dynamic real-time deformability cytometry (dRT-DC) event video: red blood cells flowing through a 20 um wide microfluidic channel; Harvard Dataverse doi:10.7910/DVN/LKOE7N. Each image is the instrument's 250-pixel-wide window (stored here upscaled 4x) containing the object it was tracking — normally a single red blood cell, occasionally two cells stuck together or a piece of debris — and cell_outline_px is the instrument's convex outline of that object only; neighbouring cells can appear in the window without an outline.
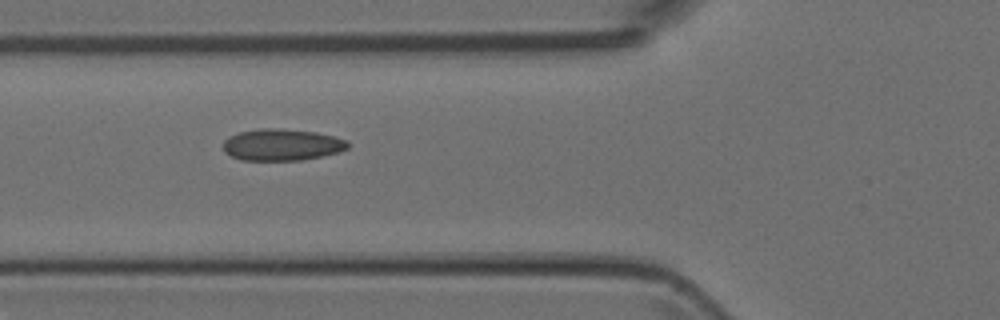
{"species": "Egyptian fruit bat (a non-hibernating species)", "species_latin": "Rousettus aegyptiacus", "temperature_condition": "room temperature", "stored_images_in_passage": 4, "camera_frame_rate_fps": 3000, "um_per_image_px": 0.085, "animal": {"sex": "female"}, "frame": {"image": 1, "passage_image": 2, "time_ms": 2.0, "image_size_px": [1000, 320], "cell_outline_px": [[348, 148], [336, 152], [320, 156], [300, 160], [240, 160], [224, 152], [224, 140], [228, 136], [240, 132], [260, 128], [280, 128], [316, 132], [348, 140]], "centroid_in_image_um": [23.93, 12.29], "position_along_channel_um": 101.9, "area_um2": 22.89}}
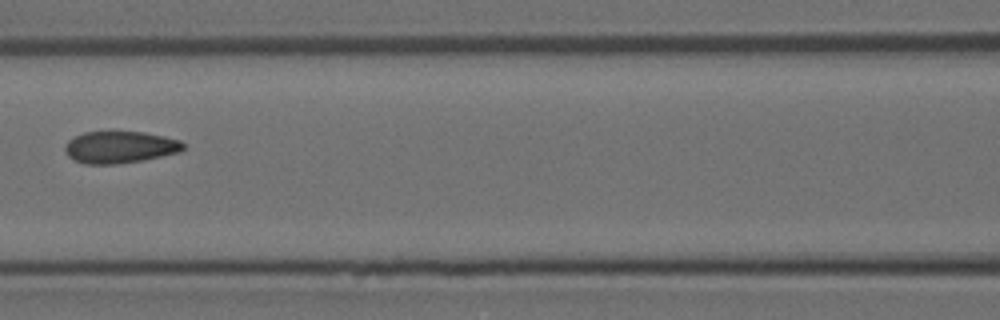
{"frame": {"image": 2, "passage_image": 3, "time_ms": 3.333, "image_size_px": [1000, 320], "cell_outline_px": [[184, 148], [180, 152], [144, 160], [116, 164], [84, 164], [68, 156], [64, 148], [68, 140], [84, 132], [144, 132], [164, 136], [180, 140], [184, 144]], "centroid_in_image_um": [10.21, 12.51], "position_along_channel_um": 156.4, "area_um2": 21.96}}
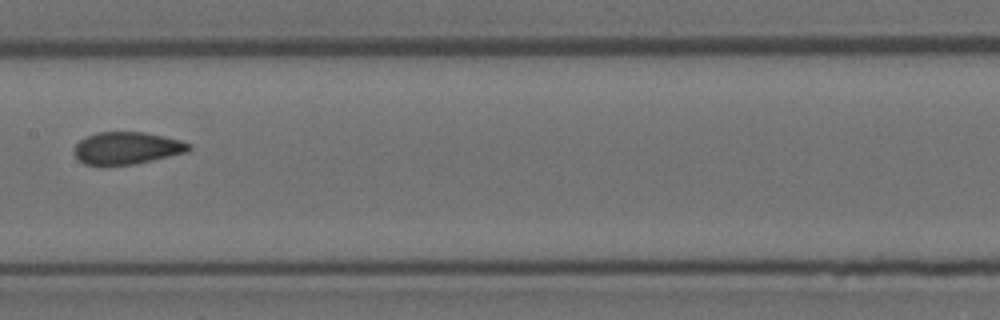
{"frame": {"image": 3, "passage_image": 4, "time_ms": 4.333, "image_size_px": [1000, 320], "cell_outline_px": [[192, 148], [188, 152], [132, 164], [100, 168], [84, 164], [76, 156], [76, 144], [80, 140], [96, 132], [144, 132], [164, 136], [180, 140], [192, 144]], "centroid_in_image_um": [10.78, 12.61], "position_along_channel_um": 196.6, "area_um2": 21.85}}